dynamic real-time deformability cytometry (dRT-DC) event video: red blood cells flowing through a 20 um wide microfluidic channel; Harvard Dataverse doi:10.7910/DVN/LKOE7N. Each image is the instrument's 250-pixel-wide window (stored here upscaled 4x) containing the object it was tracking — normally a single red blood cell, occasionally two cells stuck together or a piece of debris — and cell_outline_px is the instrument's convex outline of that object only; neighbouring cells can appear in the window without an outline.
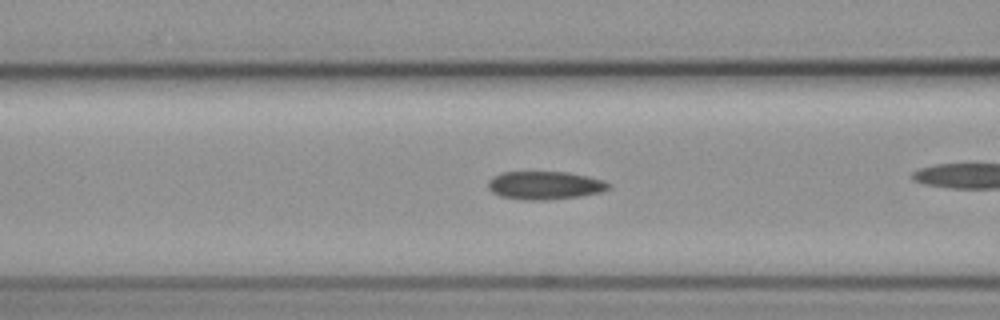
{"species": "common noctule bat (a hibernating species)", "species_latin": "Nyctalus noctula", "temperature_condition": "cold", "stored_images_in_passage": 28, "camera_frame_rate_fps": 3000, "um_per_image_px": 0.085, "animal": {"sex": "female", "body_mass_g": 19.3, "forearm_length_mm": 54.1}, "frame": {"image": 1, "passage_image": 5, "time_ms": 1.333, "image_size_px": [1000, 320], "cell_outline_px": [[612, 184], [608, 188], [600, 192], [580, 196], [540, 200], [524, 200], [500, 196], [492, 192], [488, 188], [488, 180], [492, 176], [500, 172], [568, 172], [588, 176], [604, 180]], "centroid_in_image_um": [46.28, 15.74], "position_along_channel_um": 120.3, "area_um2": 19.83}}